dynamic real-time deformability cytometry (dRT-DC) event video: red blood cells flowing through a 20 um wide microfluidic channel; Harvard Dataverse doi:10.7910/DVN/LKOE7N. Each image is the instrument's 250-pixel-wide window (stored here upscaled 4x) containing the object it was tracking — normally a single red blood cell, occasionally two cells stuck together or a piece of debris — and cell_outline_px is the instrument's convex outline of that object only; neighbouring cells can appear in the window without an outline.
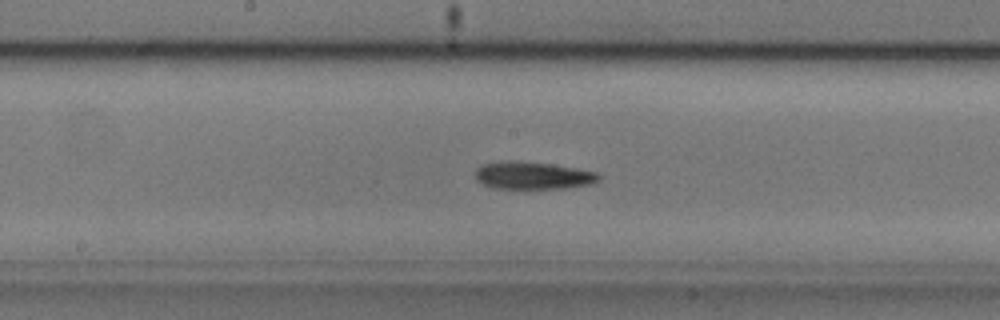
{"species": "common noctule bat (a hibernating species)", "species_latin": "Nyctalus noctula", "temperature_condition": "cold", "stored_images_in_passage": 42, "camera_frame_rate_fps": 3000, "um_per_image_px": 0.085, "animal": {"sex": "male", "body_mass_g": 20.5, "forearm_length_mm": 52.5}, "frame": {"image": 1, "passage_image": 15, "time_ms": 4.667, "image_size_px": [1000, 320], "cell_outline_px": [[600, 180], [592, 184], [564, 188], [492, 188], [476, 180], [476, 168], [480, 164], [508, 160], [516, 160], [552, 164], [576, 168], [596, 172], [600, 176]], "centroid_in_image_um": [45.28, 14.9], "position_along_channel_um": 202.9, "area_um2": 19.88}}
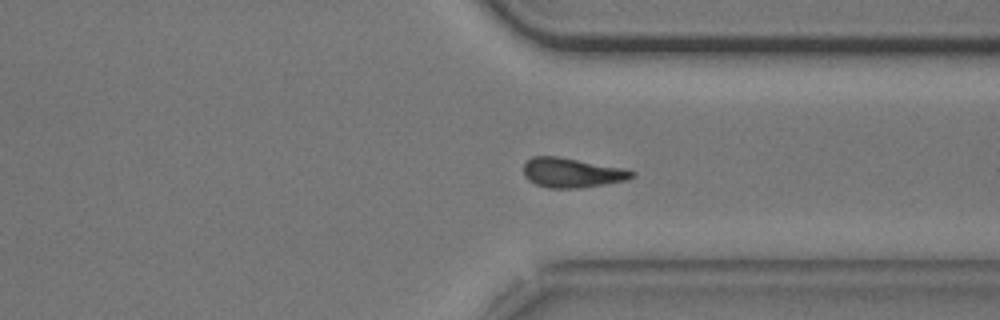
{"frame": {"image": 2, "passage_image": 28, "time_ms": 9.0, "image_size_px": [1000, 320], "cell_outline_px": [[636, 176], [624, 180], [604, 184], [580, 188], [548, 188], [536, 184], [528, 180], [524, 176], [524, 164], [532, 156], [556, 156], [624, 168], [636, 172]], "centroid_in_image_um": [48.61, 14.68], "position_along_channel_um": 362.8, "area_um2": 18.61}}
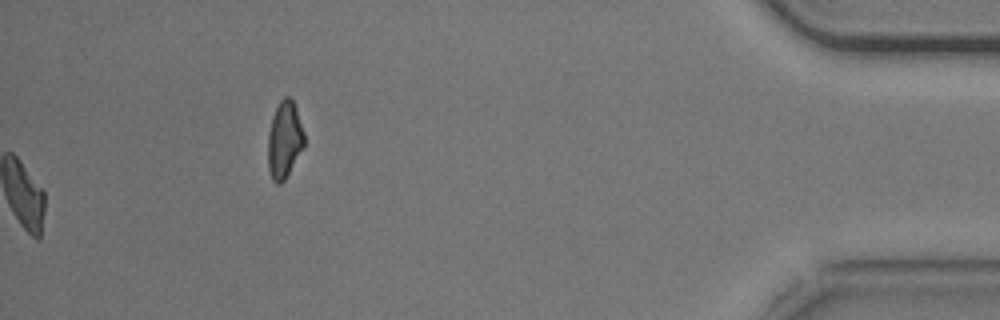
{"frame": {"image": 3, "passage_image": 42, "time_ms": 13.667, "image_size_px": [1000, 320], "cell_outline_px": [[304, 144], [284, 180], [280, 184], [276, 184], [272, 180], [268, 168], [268, 132], [272, 116], [280, 100], [284, 96], [288, 96], [292, 100], [296, 108], [304, 132]], "centroid_in_image_um": [24.15, 11.87], "position_along_channel_um": 411.0, "area_um2": 16.07}}